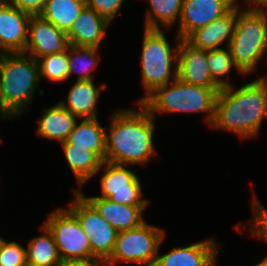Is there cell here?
Here are the masks:
<instances>
[{
    "instance_id": "cell-1",
    "label": "cell",
    "mask_w": 267,
    "mask_h": 266,
    "mask_svg": "<svg viewBox=\"0 0 267 266\" xmlns=\"http://www.w3.org/2000/svg\"><path fill=\"white\" fill-rule=\"evenodd\" d=\"M136 105L138 108H119L109 115L105 161L147 168L157 157L156 119L140 103Z\"/></svg>"
},
{
    "instance_id": "cell-2",
    "label": "cell",
    "mask_w": 267,
    "mask_h": 266,
    "mask_svg": "<svg viewBox=\"0 0 267 266\" xmlns=\"http://www.w3.org/2000/svg\"><path fill=\"white\" fill-rule=\"evenodd\" d=\"M267 120V81L257 78L239 88L234 84L218 91L212 129L231 132L239 139H257Z\"/></svg>"
},
{
    "instance_id": "cell-3",
    "label": "cell",
    "mask_w": 267,
    "mask_h": 266,
    "mask_svg": "<svg viewBox=\"0 0 267 266\" xmlns=\"http://www.w3.org/2000/svg\"><path fill=\"white\" fill-rule=\"evenodd\" d=\"M37 60L26 53H1L0 120L21 119L35 99L44 96Z\"/></svg>"
},
{
    "instance_id": "cell-4",
    "label": "cell",
    "mask_w": 267,
    "mask_h": 266,
    "mask_svg": "<svg viewBox=\"0 0 267 266\" xmlns=\"http://www.w3.org/2000/svg\"><path fill=\"white\" fill-rule=\"evenodd\" d=\"M222 87H203L184 83L178 77L155 89L140 104L156 119L157 113L205 114L203 122L212 124L218 91Z\"/></svg>"
},
{
    "instance_id": "cell-5",
    "label": "cell",
    "mask_w": 267,
    "mask_h": 266,
    "mask_svg": "<svg viewBox=\"0 0 267 266\" xmlns=\"http://www.w3.org/2000/svg\"><path fill=\"white\" fill-rule=\"evenodd\" d=\"M228 47L239 70L246 77L252 75L266 56L267 9L236 3L235 28Z\"/></svg>"
},
{
    "instance_id": "cell-6",
    "label": "cell",
    "mask_w": 267,
    "mask_h": 266,
    "mask_svg": "<svg viewBox=\"0 0 267 266\" xmlns=\"http://www.w3.org/2000/svg\"><path fill=\"white\" fill-rule=\"evenodd\" d=\"M164 31L171 29L143 30L142 47L139 61L141 71V86L143 95L135 104L141 103L155 89L171 83L178 75V48L181 38H174V46L168 41Z\"/></svg>"
},
{
    "instance_id": "cell-7",
    "label": "cell",
    "mask_w": 267,
    "mask_h": 266,
    "mask_svg": "<svg viewBox=\"0 0 267 266\" xmlns=\"http://www.w3.org/2000/svg\"><path fill=\"white\" fill-rule=\"evenodd\" d=\"M164 228L143 222L140 226L119 232L111 256L102 266L120 263L154 266L159 247L166 238Z\"/></svg>"
},
{
    "instance_id": "cell-8",
    "label": "cell",
    "mask_w": 267,
    "mask_h": 266,
    "mask_svg": "<svg viewBox=\"0 0 267 266\" xmlns=\"http://www.w3.org/2000/svg\"><path fill=\"white\" fill-rule=\"evenodd\" d=\"M47 214L43 223L52 232L62 260L101 263L92 254L79 220L67 207L59 206Z\"/></svg>"
},
{
    "instance_id": "cell-9",
    "label": "cell",
    "mask_w": 267,
    "mask_h": 266,
    "mask_svg": "<svg viewBox=\"0 0 267 266\" xmlns=\"http://www.w3.org/2000/svg\"><path fill=\"white\" fill-rule=\"evenodd\" d=\"M129 168L130 165L103 161L95 175V177L100 175V196H87L83 190L78 191L84 197L108 198L121 205L149 206L150 200L144 196L141 178L137 171Z\"/></svg>"
},
{
    "instance_id": "cell-10",
    "label": "cell",
    "mask_w": 267,
    "mask_h": 266,
    "mask_svg": "<svg viewBox=\"0 0 267 266\" xmlns=\"http://www.w3.org/2000/svg\"><path fill=\"white\" fill-rule=\"evenodd\" d=\"M72 195L66 207L79 220L89 238L92 254L103 264L113 252L118 232L78 190H72Z\"/></svg>"
},
{
    "instance_id": "cell-11",
    "label": "cell",
    "mask_w": 267,
    "mask_h": 266,
    "mask_svg": "<svg viewBox=\"0 0 267 266\" xmlns=\"http://www.w3.org/2000/svg\"><path fill=\"white\" fill-rule=\"evenodd\" d=\"M216 240L211 237L187 246H175L164 254H160L159 247L154 266H216L222 248Z\"/></svg>"
},
{
    "instance_id": "cell-12",
    "label": "cell",
    "mask_w": 267,
    "mask_h": 266,
    "mask_svg": "<svg viewBox=\"0 0 267 266\" xmlns=\"http://www.w3.org/2000/svg\"><path fill=\"white\" fill-rule=\"evenodd\" d=\"M236 3V0H183L176 34L185 39L195 29L220 18Z\"/></svg>"
},
{
    "instance_id": "cell-13",
    "label": "cell",
    "mask_w": 267,
    "mask_h": 266,
    "mask_svg": "<svg viewBox=\"0 0 267 266\" xmlns=\"http://www.w3.org/2000/svg\"><path fill=\"white\" fill-rule=\"evenodd\" d=\"M70 46L67 33L40 15H31L28 23V40L24 53L36 60L47 54L59 53Z\"/></svg>"
},
{
    "instance_id": "cell-14",
    "label": "cell",
    "mask_w": 267,
    "mask_h": 266,
    "mask_svg": "<svg viewBox=\"0 0 267 266\" xmlns=\"http://www.w3.org/2000/svg\"><path fill=\"white\" fill-rule=\"evenodd\" d=\"M31 14L13 6L0 4V52L23 53L28 40V23Z\"/></svg>"
},
{
    "instance_id": "cell-15",
    "label": "cell",
    "mask_w": 267,
    "mask_h": 266,
    "mask_svg": "<svg viewBox=\"0 0 267 266\" xmlns=\"http://www.w3.org/2000/svg\"><path fill=\"white\" fill-rule=\"evenodd\" d=\"M184 83L203 87H221L211 76L207 50L192 46L181 39L178 48V75Z\"/></svg>"
},
{
    "instance_id": "cell-16",
    "label": "cell",
    "mask_w": 267,
    "mask_h": 266,
    "mask_svg": "<svg viewBox=\"0 0 267 266\" xmlns=\"http://www.w3.org/2000/svg\"><path fill=\"white\" fill-rule=\"evenodd\" d=\"M94 79L74 81L67 93L66 100L58 102L69 110L78 119L98 118V102L101 97V91L106 90L108 84H95Z\"/></svg>"
},
{
    "instance_id": "cell-17",
    "label": "cell",
    "mask_w": 267,
    "mask_h": 266,
    "mask_svg": "<svg viewBox=\"0 0 267 266\" xmlns=\"http://www.w3.org/2000/svg\"><path fill=\"white\" fill-rule=\"evenodd\" d=\"M111 23L93 9L85 7L67 33L69 44L101 48Z\"/></svg>"
},
{
    "instance_id": "cell-18",
    "label": "cell",
    "mask_w": 267,
    "mask_h": 266,
    "mask_svg": "<svg viewBox=\"0 0 267 266\" xmlns=\"http://www.w3.org/2000/svg\"><path fill=\"white\" fill-rule=\"evenodd\" d=\"M234 28L235 5L220 18L195 29L185 40L192 46L207 51L227 47L232 39Z\"/></svg>"
},
{
    "instance_id": "cell-19",
    "label": "cell",
    "mask_w": 267,
    "mask_h": 266,
    "mask_svg": "<svg viewBox=\"0 0 267 266\" xmlns=\"http://www.w3.org/2000/svg\"><path fill=\"white\" fill-rule=\"evenodd\" d=\"M85 198L118 233L136 228L146 221L143 216L148 206L121 205L102 197Z\"/></svg>"
},
{
    "instance_id": "cell-20",
    "label": "cell",
    "mask_w": 267,
    "mask_h": 266,
    "mask_svg": "<svg viewBox=\"0 0 267 266\" xmlns=\"http://www.w3.org/2000/svg\"><path fill=\"white\" fill-rule=\"evenodd\" d=\"M40 116L35 129L37 137L56 141L59 144L67 140L78 121V118L59 102L43 108Z\"/></svg>"
},
{
    "instance_id": "cell-21",
    "label": "cell",
    "mask_w": 267,
    "mask_h": 266,
    "mask_svg": "<svg viewBox=\"0 0 267 266\" xmlns=\"http://www.w3.org/2000/svg\"><path fill=\"white\" fill-rule=\"evenodd\" d=\"M99 118L80 119L61 147H81L93 152L102 162L106 154V126Z\"/></svg>"
},
{
    "instance_id": "cell-22",
    "label": "cell",
    "mask_w": 267,
    "mask_h": 266,
    "mask_svg": "<svg viewBox=\"0 0 267 266\" xmlns=\"http://www.w3.org/2000/svg\"><path fill=\"white\" fill-rule=\"evenodd\" d=\"M40 230L42 234L27 241V266H58L62 259L54 236L44 223Z\"/></svg>"
},
{
    "instance_id": "cell-23",
    "label": "cell",
    "mask_w": 267,
    "mask_h": 266,
    "mask_svg": "<svg viewBox=\"0 0 267 266\" xmlns=\"http://www.w3.org/2000/svg\"><path fill=\"white\" fill-rule=\"evenodd\" d=\"M62 150L66 163L78 185V188L72 187L71 191L81 190L89 180L95 178L102 161L93 152L85 148L62 147Z\"/></svg>"
},
{
    "instance_id": "cell-24",
    "label": "cell",
    "mask_w": 267,
    "mask_h": 266,
    "mask_svg": "<svg viewBox=\"0 0 267 266\" xmlns=\"http://www.w3.org/2000/svg\"><path fill=\"white\" fill-rule=\"evenodd\" d=\"M147 2L150 6L145 12L144 28L175 31L181 17L183 0H148Z\"/></svg>"
},
{
    "instance_id": "cell-25",
    "label": "cell",
    "mask_w": 267,
    "mask_h": 266,
    "mask_svg": "<svg viewBox=\"0 0 267 266\" xmlns=\"http://www.w3.org/2000/svg\"><path fill=\"white\" fill-rule=\"evenodd\" d=\"M85 7V0H46L39 15L55 25L60 31L68 33Z\"/></svg>"
},
{
    "instance_id": "cell-26",
    "label": "cell",
    "mask_w": 267,
    "mask_h": 266,
    "mask_svg": "<svg viewBox=\"0 0 267 266\" xmlns=\"http://www.w3.org/2000/svg\"><path fill=\"white\" fill-rule=\"evenodd\" d=\"M99 48L79 47L70 45L68 47L69 56V80L75 74L76 81L91 80L95 77V70L98 68L103 55ZM102 56V57H101ZM94 70V71H93Z\"/></svg>"
},
{
    "instance_id": "cell-27",
    "label": "cell",
    "mask_w": 267,
    "mask_h": 266,
    "mask_svg": "<svg viewBox=\"0 0 267 266\" xmlns=\"http://www.w3.org/2000/svg\"><path fill=\"white\" fill-rule=\"evenodd\" d=\"M37 62L41 81L46 79L56 84L69 82L68 48L59 53L44 55Z\"/></svg>"
},
{
    "instance_id": "cell-28",
    "label": "cell",
    "mask_w": 267,
    "mask_h": 266,
    "mask_svg": "<svg viewBox=\"0 0 267 266\" xmlns=\"http://www.w3.org/2000/svg\"><path fill=\"white\" fill-rule=\"evenodd\" d=\"M207 62L208 68L210 69L212 78L221 86L226 87L234 83L230 82L228 79V74L233 72H238L239 76L245 75L239 70V68L234 64L233 58L231 56L229 47H222L214 50L207 51Z\"/></svg>"
},
{
    "instance_id": "cell-29",
    "label": "cell",
    "mask_w": 267,
    "mask_h": 266,
    "mask_svg": "<svg viewBox=\"0 0 267 266\" xmlns=\"http://www.w3.org/2000/svg\"><path fill=\"white\" fill-rule=\"evenodd\" d=\"M252 193L251 210L253 215L247 223L243 221L236 224L235 229L242 235L249 232L246 234L248 237L259 239L258 241H264L267 244V207L256 196L255 190Z\"/></svg>"
},
{
    "instance_id": "cell-30",
    "label": "cell",
    "mask_w": 267,
    "mask_h": 266,
    "mask_svg": "<svg viewBox=\"0 0 267 266\" xmlns=\"http://www.w3.org/2000/svg\"><path fill=\"white\" fill-rule=\"evenodd\" d=\"M0 266H27L26 247L6 240L0 251Z\"/></svg>"
},
{
    "instance_id": "cell-31",
    "label": "cell",
    "mask_w": 267,
    "mask_h": 266,
    "mask_svg": "<svg viewBox=\"0 0 267 266\" xmlns=\"http://www.w3.org/2000/svg\"><path fill=\"white\" fill-rule=\"evenodd\" d=\"M86 7L93 9L110 23L121 14L125 0H85Z\"/></svg>"
},
{
    "instance_id": "cell-32",
    "label": "cell",
    "mask_w": 267,
    "mask_h": 266,
    "mask_svg": "<svg viewBox=\"0 0 267 266\" xmlns=\"http://www.w3.org/2000/svg\"><path fill=\"white\" fill-rule=\"evenodd\" d=\"M13 6L31 15H39L46 3V0H10Z\"/></svg>"
},
{
    "instance_id": "cell-33",
    "label": "cell",
    "mask_w": 267,
    "mask_h": 266,
    "mask_svg": "<svg viewBox=\"0 0 267 266\" xmlns=\"http://www.w3.org/2000/svg\"><path fill=\"white\" fill-rule=\"evenodd\" d=\"M58 266H102V263L62 260Z\"/></svg>"
},
{
    "instance_id": "cell-34",
    "label": "cell",
    "mask_w": 267,
    "mask_h": 266,
    "mask_svg": "<svg viewBox=\"0 0 267 266\" xmlns=\"http://www.w3.org/2000/svg\"><path fill=\"white\" fill-rule=\"evenodd\" d=\"M236 1L242 5L267 9V0H241L242 2L239 0Z\"/></svg>"
},
{
    "instance_id": "cell-35",
    "label": "cell",
    "mask_w": 267,
    "mask_h": 266,
    "mask_svg": "<svg viewBox=\"0 0 267 266\" xmlns=\"http://www.w3.org/2000/svg\"><path fill=\"white\" fill-rule=\"evenodd\" d=\"M253 266H267V262L262 258L261 260H258L257 263H255Z\"/></svg>"
},
{
    "instance_id": "cell-36",
    "label": "cell",
    "mask_w": 267,
    "mask_h": 266,
    "mask_svg": "<svg viewBox=\"0 0 267 266\" xmlns=\"http://www.w3.org/2000/svg\"><path fill=\"white\" fill-rule=\"evenodd\" d=\"M265 61H267V50H266V56H265ZM260 79H262V80H265V81H267V73H266V75L264 74V75H262L261 77H259Z\"/></svg>"
},
{
    "instance_id": "cell-37",
    "label": "cell",
    "mask_w": 267,
    "mask_h": 266,
    "mask_svg": "<svg viewBox=\"0 0 267 266\" xmlns=\"http://www.w3.org/2000/svg\"><path fill=\"white\" fill-rule=\"evenodd\" d=\"M6 240H7V239L3 238V237L0 235V251H1L2 246H3V244L5 243Z\"/></svg>"
},
{
    "instance_id": "cell-38",
    "label": "cell",
    "mask_w": 267,
    "mask_h": 266,
    "mask_svg": "<svg viewBox=\"0 0 267 266\" xmlns=\"http://www.w3.org/2000/svg\"><path fill=\"white\" fill-rule=\"evenodd\" d=\"M10 2V0H0V4Z\"/></svg>"
},
{
    "instance_id": "cell-39",
    "label": "cell",
    "mask_w": 267,
    "mask_h": 266,
    "mask_svg": "<svg viewBox=\"0 0 267 266\" xmlns=\"http://www.w3.org/2000/svg\"><path fill=\"white\" fill-rule=\"evenodd\" d=\"M263 259L267 262V254L263 257Z\"/></svg>"
}]
</instances>
